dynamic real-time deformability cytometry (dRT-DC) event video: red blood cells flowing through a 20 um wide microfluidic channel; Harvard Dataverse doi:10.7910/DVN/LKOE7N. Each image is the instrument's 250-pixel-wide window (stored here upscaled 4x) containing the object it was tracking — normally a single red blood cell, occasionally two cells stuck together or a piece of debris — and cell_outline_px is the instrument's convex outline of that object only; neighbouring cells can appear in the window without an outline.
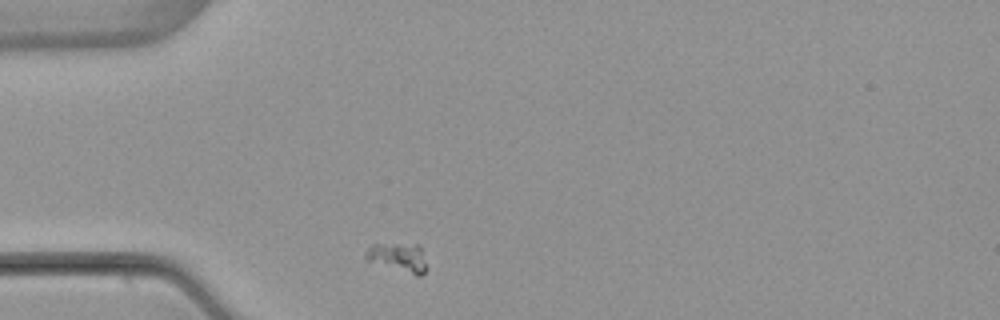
{"species": "common noctule bat (a hibernating species)", "species_latin": "Nyctalus noctula", "temperature_condition": "warm", "stored_images_in_passage": 3, "camera_frame_rate_fps": 3000, "um_per_image_px": 0.085, "animal": {"sex": "female", "body_mass_g": 22.7, "forearm_length_mm": 54.2}, "frame": {"image": 1, "passage_image": 1, "time_ms": 0.0, "image_size_px": [1000, 320], "cell_outline_px": [[424, 272], [420, 276], [416, 276], [364, 260], [364, 252], [372, 244], [420, 244], [424, 264]], "centroid_in_image_um": [33.77, 21.88], "position_along_channel_um": 51.2, "area_um2": 10.29}}